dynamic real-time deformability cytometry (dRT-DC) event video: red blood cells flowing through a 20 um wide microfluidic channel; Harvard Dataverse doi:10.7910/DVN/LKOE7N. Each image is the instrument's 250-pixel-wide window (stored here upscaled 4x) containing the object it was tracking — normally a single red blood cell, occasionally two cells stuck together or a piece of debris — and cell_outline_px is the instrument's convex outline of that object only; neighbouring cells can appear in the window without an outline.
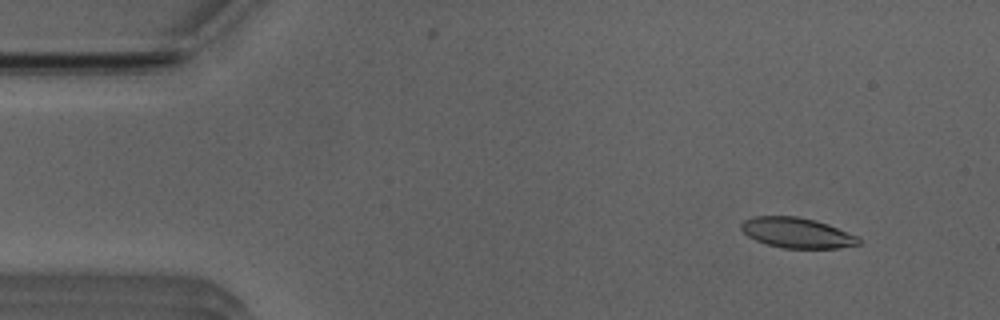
{"species": "Egyptian fruit bat (a non-hibernating species)", "species_latin": "Rousettus aegyptiacus", "temperature_condition": "room temperature", "stored_images_in_passage": 52, "camera_frame_rate_fps": 3000, "um_per_image_px": 0.085, "animal": {"sex": "male"}, "frame": {"image": 1, "passage_image": 5, "time_ms": 1.333, "image_size_px": [1000, 320], "cell_outline_px": [[860, 244], [840, 248], [780, 248], [764, 244], [748, 236], [740, 228], [740, 224], [744, 220], [752, 216], [796, 216], [816, 220], [828, 224], [860, 236]], "centroid_in_image_um": [67.75, 19.79], "position_along_channel_um": 17.3, "area_um2": 21.04}}
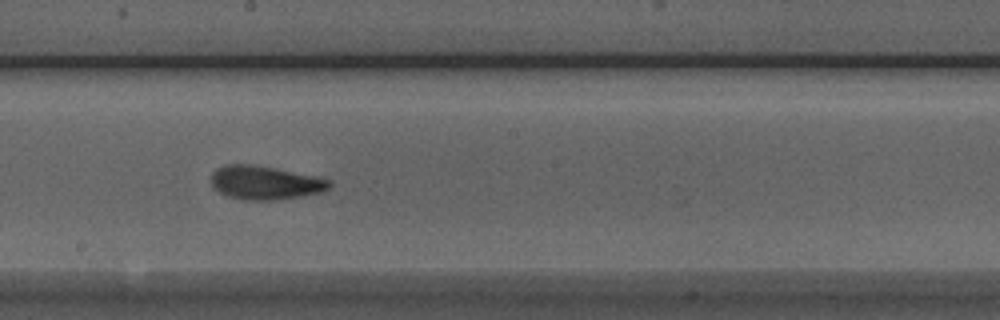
{"frame": {"image": 2, "passage_image": 28, "time_ms": 9.0, "image_size_px": [1000, 320], "cell_outline_px": [[332, 184], [328, 188], [320, 192], [300, 196], [272, 200], [244, 200], [228, 196], [220, 192], [212, 184], [212, 172], [216, 168], [224, 164], [248, 164], [276, 168], [316, 176], [332, 180]], "centroid_in_image_um": [22.53, 15.51], "position_along_channel_um": 225.7, "area_um2": 23.06}}
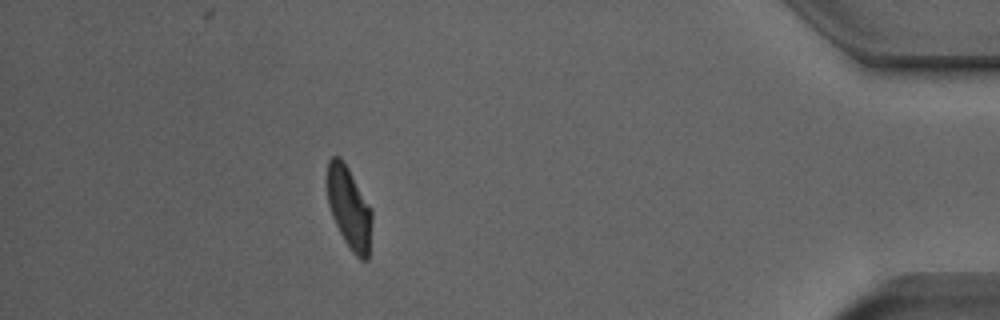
{"frame": {"image": 3, "passage_image": 46, "time_ms": 15.0, "image_size_px": [1000, 320], "cell_outline_px": [[372, 220], [368, 260], [360, 260], [352, 252], [344, 240], [332, 216], [328, 204], [324, 180], [328, 160], [332, 156], [340, 156], [348, 168], [372, 208]], "centroid_in_image_um": [29.64, 17.62], "position_along_channel_um": 405.6, "area_um2": 21.91}, "authors_computed_cell_mechanics": {"area_um2": 22.1374, "velocity_mm_per_s": 3.9143, "shape_relaxation_time_tau1_ms": 3.0008, "shape_relaxation_time_tau2_ms": 2.0188, "deformation_change_tau1": 0.1341, "deformation_change_tau2": 0.0877}}